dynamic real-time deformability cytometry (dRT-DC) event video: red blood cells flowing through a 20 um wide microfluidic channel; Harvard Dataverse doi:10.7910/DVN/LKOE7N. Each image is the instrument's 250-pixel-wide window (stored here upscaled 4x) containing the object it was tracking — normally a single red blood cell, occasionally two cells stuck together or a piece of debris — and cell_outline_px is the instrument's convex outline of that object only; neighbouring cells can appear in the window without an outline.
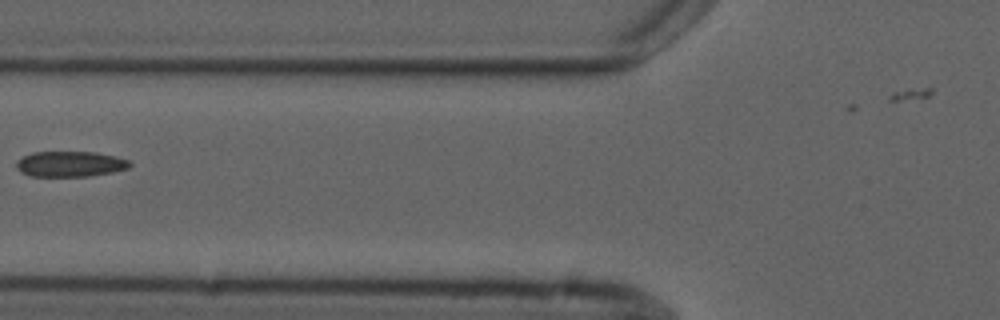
{"species": "common noctule bat (a hibernating species)", "species_latin": "Nyctalus noctula", "temperature_condition": "cold", "stored_images_in_passage": 8, "segment_of_instrument_passage": [2, 2], "camera_frame_rate_fps": 3000, "um_per_image_px": 0.085, "animal": {"sex": "male", "forearm_length_mm": 52.5}, "frame": {"image": 1, "passage_image": 6, "time_ms": 7.0, "image_size_px": [1000, 320], "cell_outline_px": [[132, 164], [128, 168], [112, 172], [88, 176], [28, 176], [20, 172], [16, 168], [16, 164], [24, 156], [32, 152], [96, 152], [128, 160]], "centroid_in_image_um": [5.94, 13.94], "position_along_channel_um": 119.9, "area_um2": 16.7}}
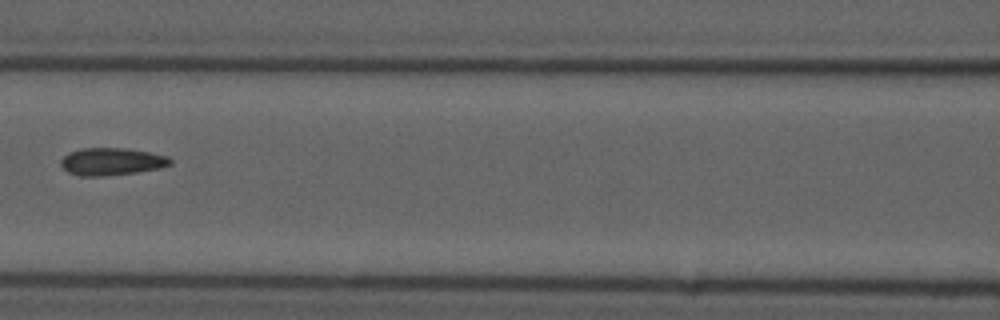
{"frame": {"image": 2, "passage_image": 7, "time_ms": 8.0, "image_size_px": [1000, 320], "cell_outline_px": [[172, 164], [160, 168], [136, 172], [104, 176], [80, 176], [68, 172], [60, 164], [60, 160], [68, 152], [80, 148], [128, 148], [168, 156], [172, 160]], "centroid_in_image_um": [9.48, 13.73], "position_along_channel_um": 157.1, "area_um2": 17.57}}